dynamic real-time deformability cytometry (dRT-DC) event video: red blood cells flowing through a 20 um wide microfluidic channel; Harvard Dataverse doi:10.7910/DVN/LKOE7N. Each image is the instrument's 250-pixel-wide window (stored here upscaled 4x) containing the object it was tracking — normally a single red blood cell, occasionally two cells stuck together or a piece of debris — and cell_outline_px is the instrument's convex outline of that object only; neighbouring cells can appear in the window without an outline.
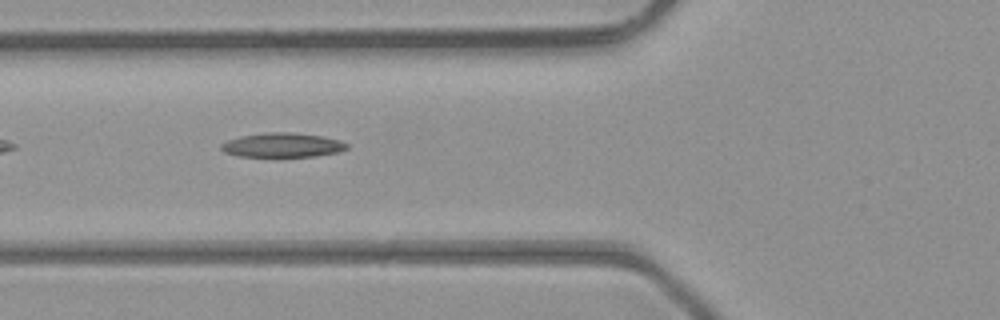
{"species": "common noctule bat (a hibernating species)", "species_latin": "Nyctalus noctula", "temperature_condition": "room temperature", "stored_images_in_passage": 35, "camera_frame_rate_fps": 3000, "um_per_image_px": 0.085, "animal": {"sex": "male", "body_mass_g": 23.1, "forearm_length_mm": 52.7}, "frame": {"image": 1, "passage_image": 6, "time_ms": 1.667, "image_size_px": [1000, 320], "cell_outline_px": [[348, 148], [336, 152], [316, 156], [236, 156], [224, 152], [220, 148], [220, 144], [228, 140], [240, 136], [272, 132], [288, 132], [320, 136], [340, 140], [348, 144]], "centroid_in_image_um": [23.98, 12.33], "position_along_channel_um": 101.8, "area_um2": 17.57}}
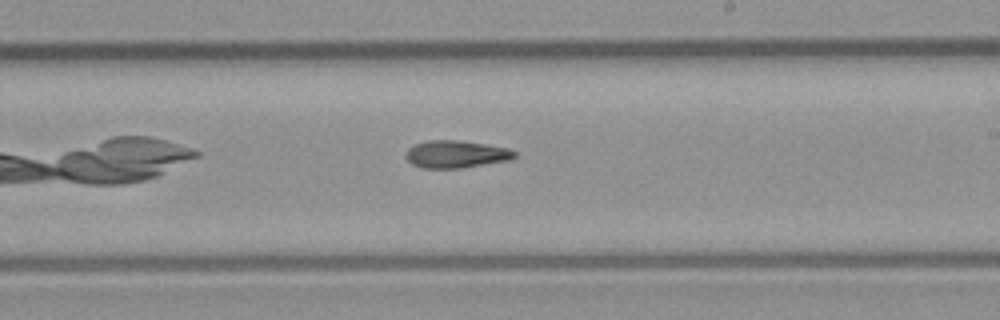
{"frame": {"image": 2, "passage_image": 16, "time_ms": 5.0, "image_size_px": [1000, 320], "cell_outline_px": [[516, 156], [512, 160], [460, 168], [420, 168], [412, 164], [408, 160], [408, 148], [416, 144], [428, 140], [456, 140], [484, 144], [508, 148], [516, 152]], "centroid_in_image_um": [38.8, 13.11], "position_along_channel_um": 250.2, "area_um2": 17.22}}
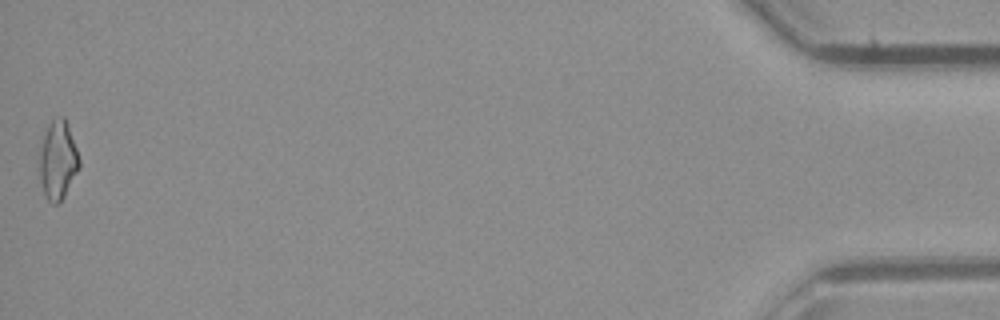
{"frame": {"image": 3, "passage_image": 35, "time_ms": 11.333, "image_size_px": [1000, 320], "cell_outline_px": [[80, 168], [64, 196], [56, 204], [52, 204], [48, 200], [44, 192], [40, 180], [40, 152], [44, 136], [48, 124], [52, 120], [60, 116], [64, 116], [68, 124], [80, 160]], "centroid_in_image_um": [4.94, 13.61], "position_along_channel_um": 430.3, "area_um2": 17.98}, "authors_computed_cell_mechanics": {"area_um2": 17.2822, "velocity_mm_per_s": 4.4364, "shape_relaxation_time_tau1_ms": null, "shape_relaxation_time_tau2_ms": 3.687, "deformation_change_tau1": null, "deformation_change_tau2": 0.1237}}